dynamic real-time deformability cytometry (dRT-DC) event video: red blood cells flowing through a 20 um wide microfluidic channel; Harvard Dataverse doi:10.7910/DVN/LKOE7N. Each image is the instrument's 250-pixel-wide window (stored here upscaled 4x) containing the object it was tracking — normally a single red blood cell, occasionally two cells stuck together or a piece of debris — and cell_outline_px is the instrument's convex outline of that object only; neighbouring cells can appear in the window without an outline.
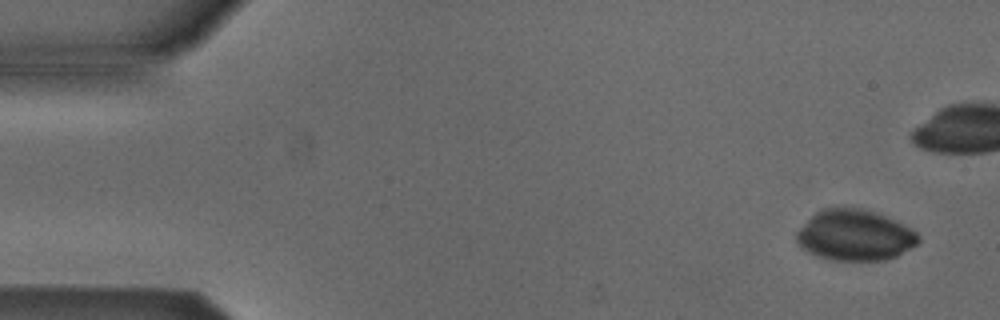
{"species": "Egyptian fruit bat (a non-hibernating species)", "species_latin": "Rousettus aegyptiacus", "temperature_condition": "cold", "stored_images_in_passage": 8, "camera_frame_rate_fps": 3000, "um_per_image_px": 0.085, "animal": {"sex": "male"}, "frame": {"image": 1, "passage_image": 1, "time_ms": 0.0, "image_size_px": [1000, 320], "cell_outline_px": [[920, 240], [916, 244], [896, 256], [884, 260], [828, 260], [816, 256], [800, 248], [796, 244], [796, 232], [816, 212], [824, 208], [864, 208], [876, 212], [896, 220], [916, 232], [920, 236]], "centroid_in_image_um": [72.63, 20.0], "position_along_channel_um": 12.4, "area_um2": 36.13}}